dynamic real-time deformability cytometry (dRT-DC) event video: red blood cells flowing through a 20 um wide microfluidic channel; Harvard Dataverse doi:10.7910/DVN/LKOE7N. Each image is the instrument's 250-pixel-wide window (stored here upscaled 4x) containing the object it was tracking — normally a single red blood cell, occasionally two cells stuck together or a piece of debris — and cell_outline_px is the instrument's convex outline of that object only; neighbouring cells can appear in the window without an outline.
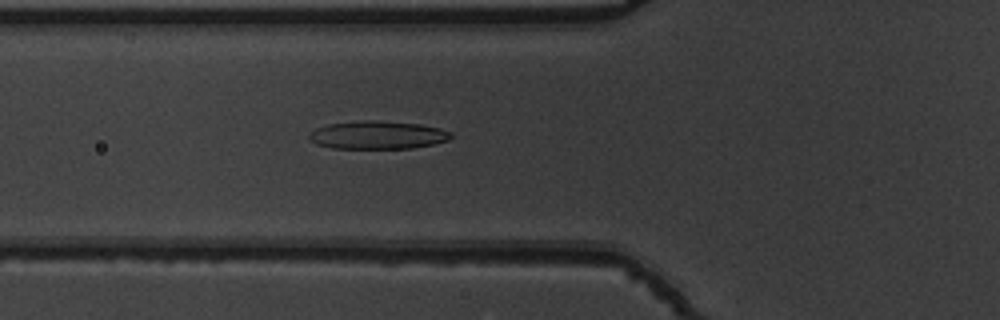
{"species": "common noctule bat (a hibernating species)", "species_latin": "Nyctalus noctula", "temperature_condition": "warm", "stored_images_in_passage": 42, "camera_frame_rate_fps": 3000, "um_per_image_px": 0.085, "animal": {"sex": "male", "body_mass_g": 19.5, "forearm_length_mm": 54.6}, "frame": {"image": 1, "passage_image": 9, "time_ms": 2.667, "image_size_px": [1000, 320], "cell_outline_px": [[452, 136], [448, 140], [432, 144], [412, 148], [332, 148], [316, 144], [308, 136], [308, 132], [316, 128], [328, 124], [360, 120], [380, 120], [420, 124], [440, 128], [452, 132]], "centroid_in_image_um": [32.09, 11.46], "position_along_channel_um": 93.7, "area_um2": 23.29}}
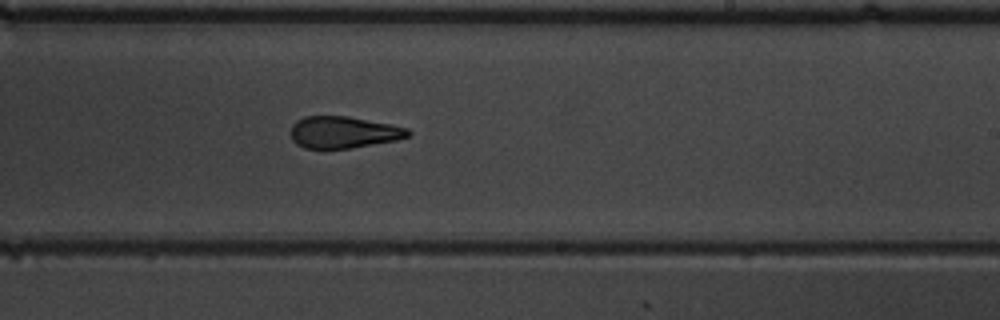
{"frame": {"image": 2, "passage_image": 22, "time_ms": 7.0, "image_size_px": [1000, 320], "cell_outline_px": [[412, 132], [408, 136], [396, 140], [352, 148], [304, 148], [296, 144], [292, 140], [292, 124], [296, 120], [304, 116], [348, 116], [392, 124], [408, 128]], "centroid_in_image_um": [29.2, 11.23], "position_along_channel_um": 259.8, "area_um2": 21.79}}
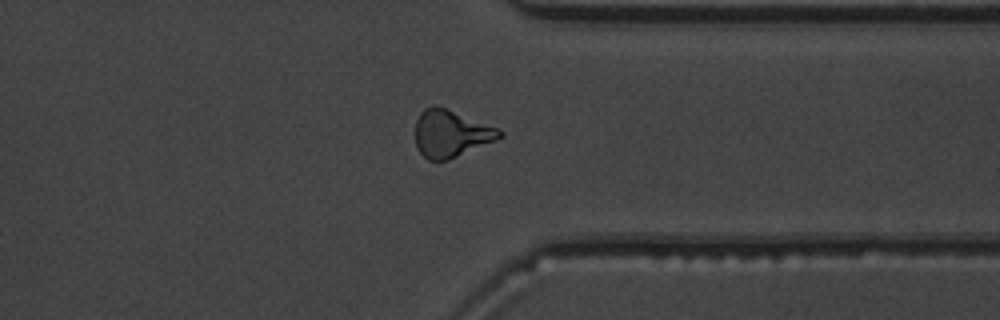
{"frame": {"image": 3, "passage_image": 31, "time_ms": 10.0, "image_size_px": [1000, 320], "cell_outline_px": [[504, 132], [496, 140], [448, 160], [428, 160], [420, 152], [416, 144], [416, 120], [420, 112], [424, 108], [432, 104], [436, 104], [500, 128]], "centroid_in_image_um": [38.32, 11.32], "position_along_channel_um": 373.1, "area_um2": 23.24}, "authors_computed_cell_mechanics": {"area_um2": 22.7732, "velocity_mm_per_s": 3.8285, "shape_relaxation_time_tau1_ms": null, "shape_relaxation_time_tau2_ms": 3.2099, "deformation_change_tau1": null, "deformation_change_tau2": 0.1214}}